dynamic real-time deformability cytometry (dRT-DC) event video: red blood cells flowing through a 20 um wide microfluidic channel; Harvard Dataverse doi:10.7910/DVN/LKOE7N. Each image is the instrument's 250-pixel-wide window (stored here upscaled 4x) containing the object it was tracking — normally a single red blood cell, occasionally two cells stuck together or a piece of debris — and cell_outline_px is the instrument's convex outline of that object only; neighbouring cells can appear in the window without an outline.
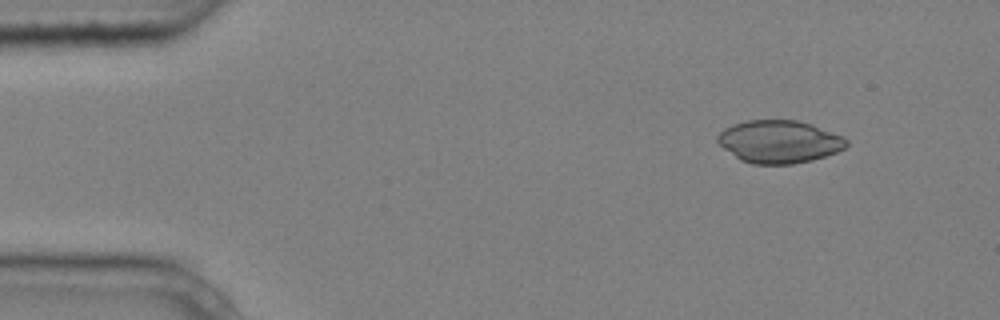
{"species": "common noctule bat (a hibernating species)", "species_latin": "Nyctalus noctula", "temperature_condition": "cold", "stored_images_in_passage": 7, "camera_frame_rate_fps": 3000, "um_per_image_px": 0.085, "animal": {"sex": "male", "body_mass_g": 20.4}, "frame": {"image": 1, "passage_image": 1, "time_ms": 0.0, "image_size_px": [1000, 320], "cell_outline_px": [[848, 144], [844, 148], [836, 152], [812, 160], [792, 164], [752, 164], [740, 160], [724, 148], [716, 140], [716, 136], [724, 128], [732, 124], [748, 120], [796, 120], [812, 124], [844, 136], [848, 140]], "centroid_in_image_um": [66.23, 12.03], "position_along_channel_um": 18.8, "area_um2": 32.14}}